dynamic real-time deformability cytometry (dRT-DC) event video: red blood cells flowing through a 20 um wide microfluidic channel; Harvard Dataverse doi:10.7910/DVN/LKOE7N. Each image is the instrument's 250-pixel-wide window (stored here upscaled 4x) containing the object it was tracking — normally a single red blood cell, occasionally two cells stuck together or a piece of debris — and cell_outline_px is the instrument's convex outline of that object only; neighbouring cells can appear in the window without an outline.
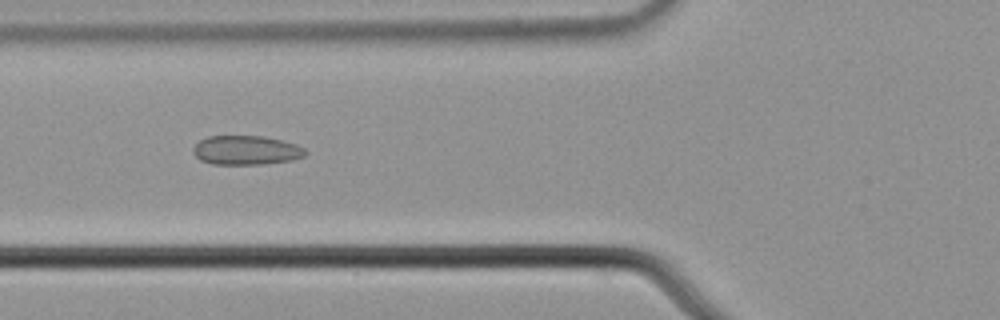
{"species": "common noctule bat (a hibernating species)", "species_latin": "Nyctalus noctula", "temperature_condition": "cold", "stored_images_in_passage": 6, "camera_frame_rate_fps": 3000, "um_per_image_px": 0.085, "animal": {"sex": "male", "body_mass_g": 21.5, "forearm_length_mm": 52.0}, "frame": {"image": 1, "passage_image": 5, "time_ms": 1.333, "image_size_px": [1000, 320], "cell_outline_px": [[308, 152], [304, 156], [292, 160], [260, 164], [212, 164], [200, 160], [192, 152], [192, 148], [200, 140], [208, 136], [264, 136], [296, 144], [304, 148]], "centroid_in_image_um": [20.91, 12.77], "position_along_channel_um": 104.9, "area_um2": 19.07}}
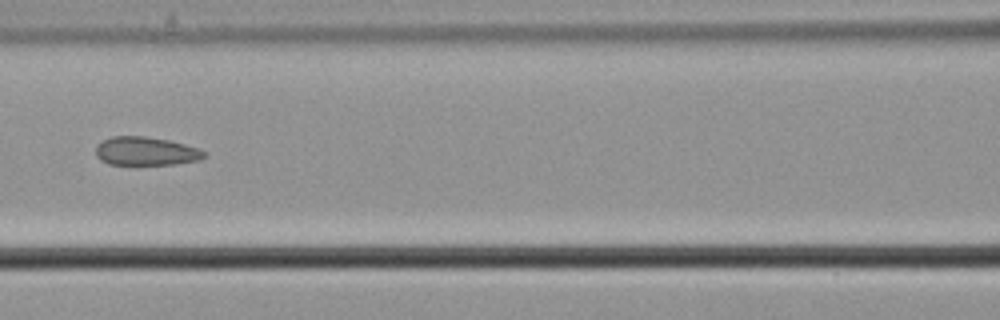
{"frame": {"image": 2, "passage_image": 6, "time_ms": 1.667, "image_size_px": [1000, 320], "cell_outline_px": [[208, 156], [200, 160], [176, 164], [136, 168], [108, 164], [100, 160], [96, 156], [96, 144], [112, 136], [144, 136], [168, 140], [184, 144], [196, 148], [204, 152]], "centroid_in_image_um": [12.36, 12.91], "position_along_channel_um": 154.2, "area_um2": 18.96}}